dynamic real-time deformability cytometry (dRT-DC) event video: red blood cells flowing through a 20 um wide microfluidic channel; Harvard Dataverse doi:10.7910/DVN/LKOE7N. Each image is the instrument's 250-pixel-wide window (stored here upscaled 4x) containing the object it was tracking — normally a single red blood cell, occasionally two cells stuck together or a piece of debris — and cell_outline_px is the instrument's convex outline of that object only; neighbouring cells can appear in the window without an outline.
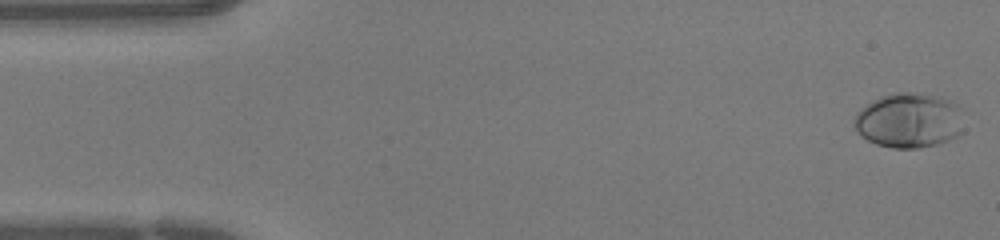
{"species": "human", "species_latin": "Homo sapiens", "temperature_condition": "warm", "stored_images_in_passage": 44, "camera_frame_rate_fps": 3000, "um_per_image_px": 0.085, "donor": {"sex": "female"}, "frame": {"image": 1, "passage_image": 1, "time_ms": 0.0, "image_size_px": [1000, 240], "cell_outline_px": [[964, 132], [948, 140], [936, 144], [916, 148], [892, 148], [876, 144], [860, 136], [856, 132], [852, 124], [856, 116], [872, 100], [880, 96], [896, 92], [912, 92], [940, 96], [952, 100], [960, 108]], "centroid_in_image_um": [77.28, 10.23], "position_along_channel_um": 7.7, "area_um2": 35.32}}
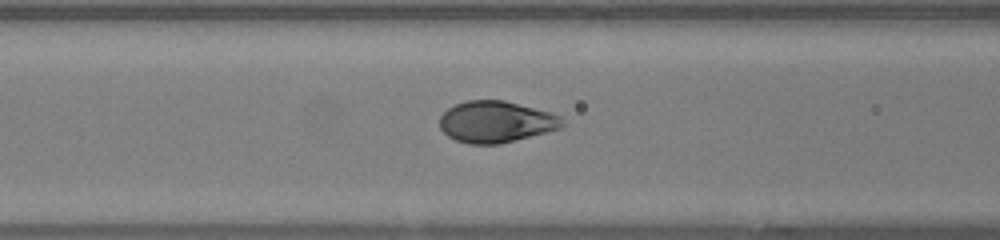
{"frame": {"image": 2, "passage_image": 17, "time_ms": 5.333, "image_size_px": [1000, 240], "cell_outline_px": [[564, 124], [560, 128], [500, 144], [468, 144], [456, 140], [448, 136], [440, 128], [440, 116], [448, 108], [456, 104], [468, 100], [504, 100], [552, 112], [560, 116]], "centroid_in_image_um": [42.15, 10.35], "position_along_channel_um": 124.5, "area_um2": 29.54}}
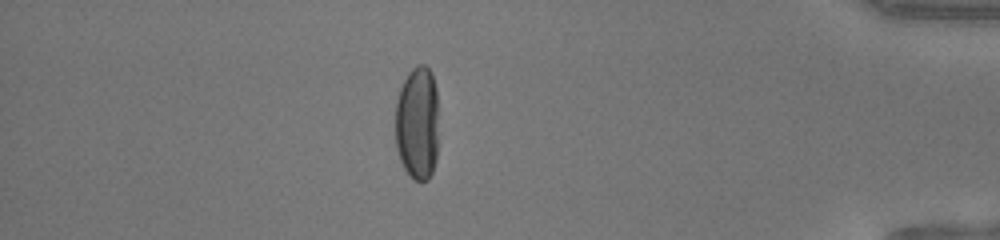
{"frame": {"image": 3, "passage_image": 38, "time_ms": 12.333, "image_size_px": [1000, 240], "cell_outline_px": [[436, 160], [432, 172], [428, 180], [416, 180], [404, 168], [400, 160], [396, 148], [396, 100], [400, 88], [408, 72], [416, 64], [424, 64], [432, 72], [436, 88]], "centroid_in_image_um": [35.46, 10.43], "position_along_channel_um": 399.7, "area_um2": 28.55}}